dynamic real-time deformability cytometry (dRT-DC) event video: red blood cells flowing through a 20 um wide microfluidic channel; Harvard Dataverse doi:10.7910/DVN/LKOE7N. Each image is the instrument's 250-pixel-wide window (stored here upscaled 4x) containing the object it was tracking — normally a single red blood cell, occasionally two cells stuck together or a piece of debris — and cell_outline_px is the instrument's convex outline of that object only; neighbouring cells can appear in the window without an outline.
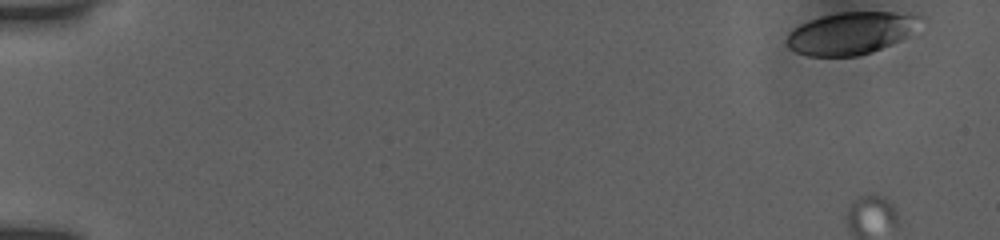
{"species": "human", "species_latin": "Homo sapiens", "temperature_condition": "room temperature", "stored_images_in_passage": 23, "camera_frame_rate_fps": 3000, "um_per_image_px": 0.085, "donor": {"sex": "female"}, "frame": {"image": 1, "passage_image": 1, "time_ms": 0.0, "image_size_px": [1000, 240], "cell_outline_px": [[924, 16], [908, 36], [892, 44], [872, 52], [856, 56], [808, 56], [796, 52], [788, 48], [788, 32], [800, 24], [824, 16], [840, 12], [920, 12]], "centroid_in_image_um": [72.39, 2.8], "position_along_channel_um": 12.6, "area_um2": 32.95}}